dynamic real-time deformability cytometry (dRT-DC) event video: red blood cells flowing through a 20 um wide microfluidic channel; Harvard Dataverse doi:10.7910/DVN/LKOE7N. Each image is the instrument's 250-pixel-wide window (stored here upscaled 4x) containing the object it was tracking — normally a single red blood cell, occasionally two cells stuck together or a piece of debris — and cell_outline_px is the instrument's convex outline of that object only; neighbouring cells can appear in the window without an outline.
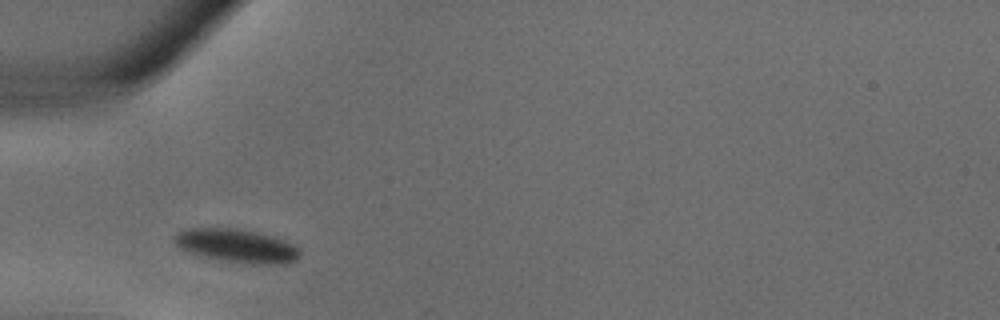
{"species": "common noctule bat (a hibernating species)", "species_latin": "Nyctalus noctula", "temperature_condition": "warm", "stored_images_in_passage": 17, "camera_frame_rate_fps": 3000, "um_per_image_px": 0.085, "animal": {"sex": "male", "body_mass_g": 18.8}, "frame": {"image": 1, "passage_image": 3, "time_ms": 0.667, "image_size_px": [1000, 320], "cell_outline_px": [[300, 256], [296, 260], [288, 264], [244, 264], [220, 260], [192, 252], [180, 248], [172, 240], [172, 236], [176, 232], [188, 228], [236, 228], [256, 232], [272, 236], [292, 244], [300, 252]], "centroid_in_image_um": [20.11, 20.89], "position_along_channel_um": 64.9, "area_um2": 24.45}}
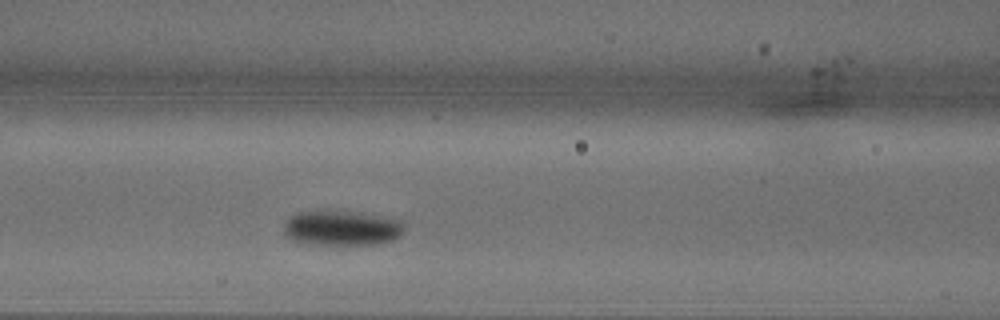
{"frame": {"image": 2, "passage_image": 7, "time_ms": 2.0, "image_size_px": [1000, 320], "cell_outline_px": [[404, 232], [400, 236], [392, 240], [376, 244], [304, 244], [292, 240], [284, 232], [284, 224], [292, 216], [300, 212], [360, 212], [388, 216], [400, 220], [404, 224]], "centroid_in_image_um": [29.12, 19.39], "position_along_channel_um": 137.5, "area_um2": 24.45}}
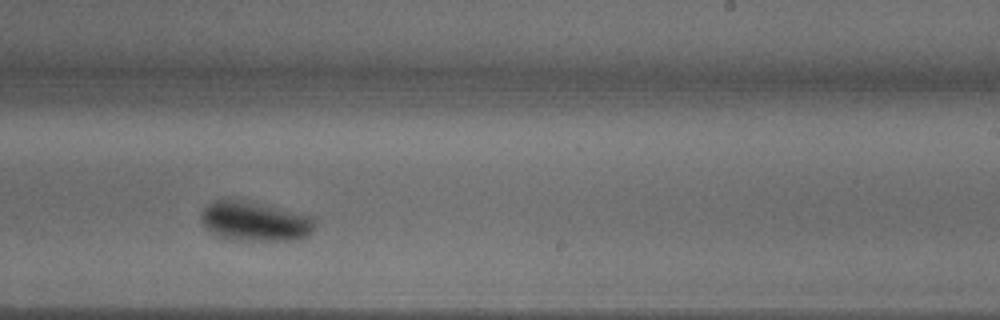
{"frame": {"image": 3, "passage_image": 14, "time_ms": 4.333, "image_size_px": [1000, 320], "cell_outline_px": [[316, 220], [308, 236], [296, 240], [232, 240], [216, 236], [200, 220], [200, 212], [212, 200], [244, 200], [312, 216]], "centroid_in_image_um": [21.64, 18.82], "position_along_channel_um": 267.4, "area_um2": 26.07}}